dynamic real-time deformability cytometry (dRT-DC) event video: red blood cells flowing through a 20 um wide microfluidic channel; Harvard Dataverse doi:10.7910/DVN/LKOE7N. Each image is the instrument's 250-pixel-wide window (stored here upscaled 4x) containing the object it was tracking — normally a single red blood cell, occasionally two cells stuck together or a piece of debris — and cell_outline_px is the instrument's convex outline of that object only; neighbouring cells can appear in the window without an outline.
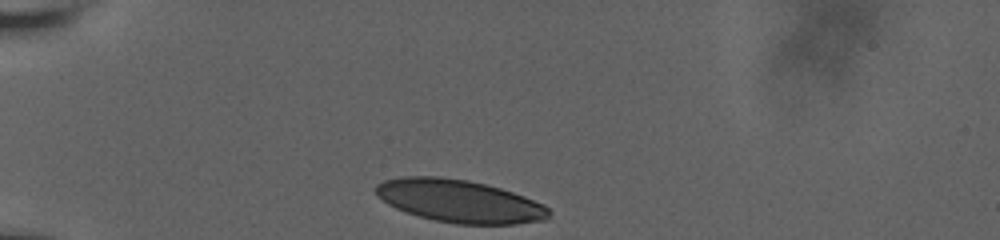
{"species": "human", "species_latin": "Homo sapiens", "temperature_condition": "room temperature", "stored_images_in_passage": 33, "camera_frame_rate_fps": 3000, "um_per_image_px": 0.085, "donor": {"sex": "male"}, "frame": {"image": 1, "passage_image": 1, "time_ms": 0.0, "image_size_px": [1000, 240], "cell_outline_px": [[548, 216], [540, 220], [512, 224], [460, 224], [436, 220], [420, 216], [408, 212], [388, 204], [376, 192], [376, 184], [384, 180], [408, 176], [432, 176], [464, 180], [484, 184], [500, 188], [512, 192], [532, 200], [548, 208]], "centroid_in_image_um": [39.02, 17.09], "position_along_channel_um": 46.0, "area_um2": 41.91}}
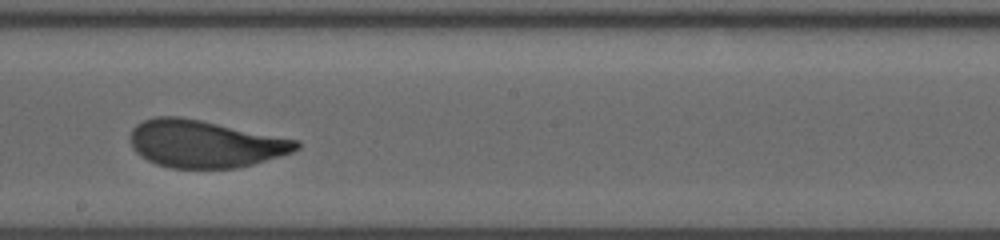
{"frame": {"image": 2, "passage_image": 19, "time_ms": 6.0, "image_size_px": [1000, 240], "cell_outline_px": [[300, 148], [292, 152], [252, 164], [232, 168], [176, 168], [160, 164], [148, 160], [136, 152], [132, 144], [132, 132], [144, 120], [160, 116], [176, 116], [296, 140], [300, 144]], "centroid_in_image_um": [17.42, 12.24], "position_along_channel_um": 230.8, "area_um2": 44.27}}
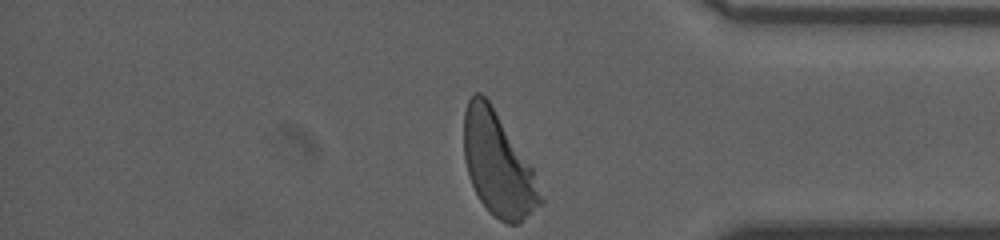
{"frame": {"image": 3, "passage_image": 33, "time_ms": 10.667, "image_size_px": [1000, 240], "cell_outline_px": [[544, 200], [520, 224], [508, 224], [500, 220], [480, 200], [472, 184], [468, 172], [464, 156], [464, 112], [468, 100], [476, 92], [480, 92], [488, 100], [532, 168]], "centroid_in_image_um": [42.32, 13.98], "position_along_channel_um": 392.9, "area_um2": 44.97}, "authors_computed_cell_mechanics": {"area_um2": 44.4482, "velocity_mm_per_s": 3.7558, "shape_relaxation_time_tau1_ms": 4.017, "shape_relaxation_time_tau2_ms": null, "deformation_change_tau1": 0.173, "deformation_change_tau2": null}}